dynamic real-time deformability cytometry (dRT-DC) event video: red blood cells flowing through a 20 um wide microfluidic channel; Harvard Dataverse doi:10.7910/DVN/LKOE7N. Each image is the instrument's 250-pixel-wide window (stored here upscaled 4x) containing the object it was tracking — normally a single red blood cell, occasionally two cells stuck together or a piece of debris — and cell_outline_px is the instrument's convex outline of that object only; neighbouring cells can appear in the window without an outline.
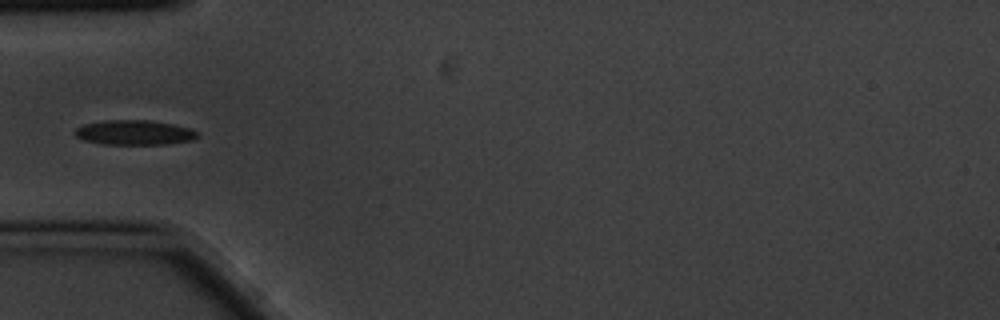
{"species": "common noctule bat (a hibernating species)", "species_latin": "Nyctalus noctula", "temperature_condition": "cold", "stored_images_in_passage": 8, "camera_frame_rate_fps": 3000, "um_per_image_px": 0.085, "animal": {"sex": "male", "body_mass_g": 20.1, "forearm_length_mm": 53.5}, "frame": {"image": 1, "passage_image": 5, "time_ms": 1.333, "image_size_px": [1000, 320], "cell_outline_px": [[200, 136], [192, 140], [168, 144], [104, 144], [84, 140], [76, 136], [72, 132], [76, 128], [84, 124], [104, 120], [152, 120], [192, 128]], "centroid_in_image_um": [11.43, 11.26], "position_along_channel_um": 73.6, "area_um2": 17.8}}
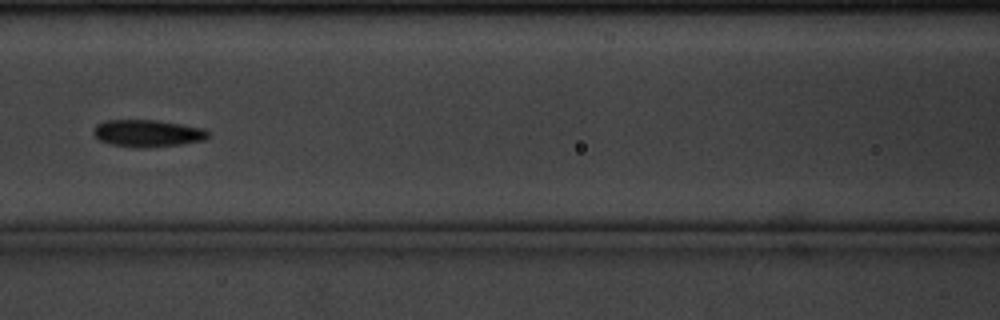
{"frame": {"image": 2, "passage_image": 7, "time_ms": 2.0, "image_size_px": [1000, 320], "cell_outline_px": [[208, 136], [204, 140], [180, 144], [148, 148], [140, 148], [112, 144], [100, 140], [92, 132], [92, 128], [96, 124], [104, 120], [156, 120], [204, 128], [208, 132]], "centroid_in_image_um": [12.51, 11.32], "position_along_channel_um": 154.1, "area_um2": 18.09}}